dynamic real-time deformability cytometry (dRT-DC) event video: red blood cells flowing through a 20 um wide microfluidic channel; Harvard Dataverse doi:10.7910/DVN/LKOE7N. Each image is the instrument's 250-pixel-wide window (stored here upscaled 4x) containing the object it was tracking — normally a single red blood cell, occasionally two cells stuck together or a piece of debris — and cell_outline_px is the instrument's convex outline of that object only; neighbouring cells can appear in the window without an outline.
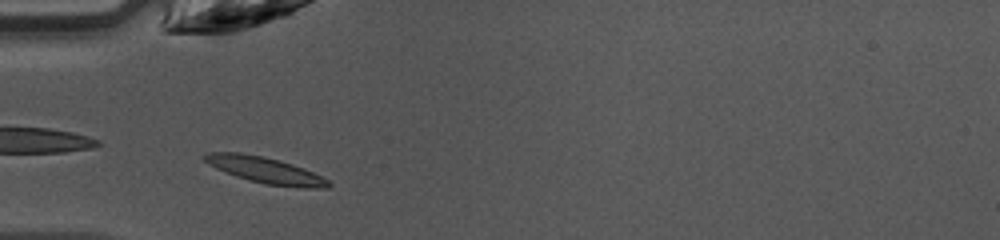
{"species": "common noctule bat (a hibernating species)", "species_latin": "Nyctalus noctula", "temperature_condition": "warm", "stored_images_in_passage": 37, "camera_frame_rate_fps": 3000, "um_per_image_px": 0.085, "animal": {"sex": "female", "body_mass_g": 10.0, "forearm_length_mm": 53.1}, "frame": {"image": 1, "passage_image": 5, "time_ms": 1.333, "image_size_px": [1000, 240], "cell_outline_px": [[332, 184], [328, 188], [304, 188], [264, 184], [236, 176], [216, 168], [208, 164], [204, 160], [204, 156], [208, 152], [240, 152], [264, 156], [280, 160], [304, 168], [328, 180]], "centroid_in_image_um": [22.56, 14.46], "position_along_channel_um": 62.4, "area_um2": 18.84}}
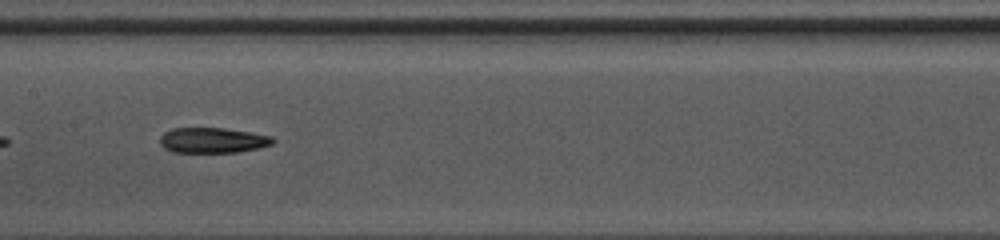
{"frame": {"image": 2, "passage_image": 14, "time_ms": 4.333, "image_size_px": [1000, 240], "cell_outline_px": [[276, 140], [272, 144], [260, 148], [236, 152], [172, 152], [164, 148], [160, 144], [160, 136], [164, 132], [172, 128], [224, 128], [252, 132], [272, 136]], "centroid_in_image_um": [18.09, 11.92], "position_along_channel_um": 189.3, "area_um2": 16.82}}
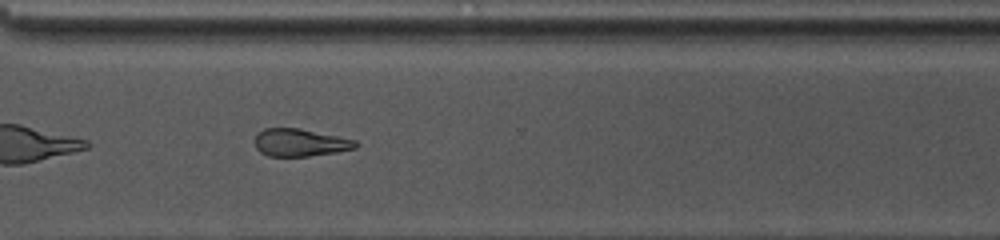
{"frame": {"image": 3, "passage_image": 25, "time_ms": 8.0, "image_size_px": [1000, 240], "cell_outline_px": [[360, 144], [356, 148], [336, 152], [308, 156], [268, 156], [260, 152], [256, 148], [256, 136], [264, 128], [300, 128], [356, 140]], "centroid_in_image_um": [25.54, 12.12], "position_along_channel_um": 345.1, "area_um2": 16.13}}